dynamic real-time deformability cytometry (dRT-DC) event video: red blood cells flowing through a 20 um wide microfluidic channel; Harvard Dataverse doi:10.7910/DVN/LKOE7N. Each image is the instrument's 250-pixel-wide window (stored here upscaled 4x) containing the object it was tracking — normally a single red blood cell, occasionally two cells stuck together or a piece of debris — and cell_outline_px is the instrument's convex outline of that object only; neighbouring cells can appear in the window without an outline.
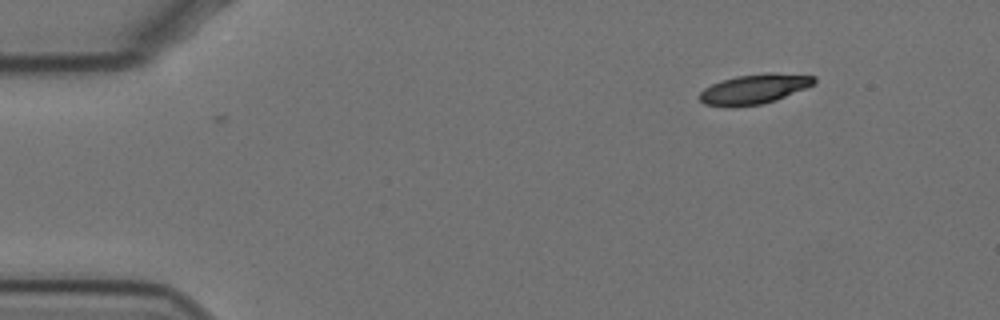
{"species": "Egyptian fruit bat (a non-hibernating species)", "species_latin": "Rousettus aegyptiacus", "temperature_condition": "cold", "stored_images_in_passage": 2, "camera_frame_rate_fps": 3000, "um_per_image_px": 0.085, "animal": {"sex": "female"}, "frame": {"image": 1, "passage_image": 1, "time_ms": 0.0, "image_size_px": [1000, 320], "cell_outline_px": [[816, 84], [776, 100], [760, 104], [732, 108], [728, 108], [704, 104], [696, 96], [704, 88], [720, 80], [736, 76], [768, 72], [776, 72], [816, 76]], "centroid_in_image_um": [64.09, 7.57], "position_along_channel_um": 20.9, "area_um2": 20.4}}